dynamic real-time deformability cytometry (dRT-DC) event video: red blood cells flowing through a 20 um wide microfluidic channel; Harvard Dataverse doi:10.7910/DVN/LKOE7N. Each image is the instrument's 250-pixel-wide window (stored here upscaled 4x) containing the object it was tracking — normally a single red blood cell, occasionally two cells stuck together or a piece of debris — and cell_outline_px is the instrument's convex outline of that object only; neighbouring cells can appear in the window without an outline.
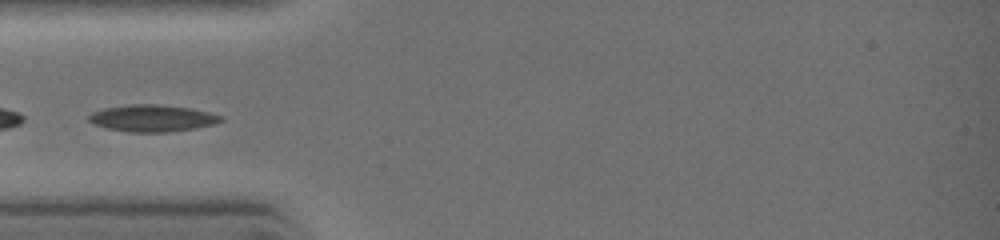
{"species": "common noctule bat (a hibernating species)", "species_latin": "Nyctalus noctula", "temperature_condition": "warm", "stored_images_in_passage": 8, "camera_frame_rate_fps": 3000, "um_per_image_px": 0.085, "animal": {"sex": "female", "body_mass_g": 19.0, "forearm_length_mm": 51.5}, "frame": {"image": 1, "passage_image": 4, "time_ms": 1.0, "image_size_px": [1000, 240], "cell_outline_px": [[224, 120], [216, 124], [168, 132], [128, 132], [104, 128], [88, 120], [88, 116], [92, 112], [104, 108], [128, 104], [160, 104], [188, 108], [208, 112], [220, 116]], "centroid_in_image_um": [12.91, 10.04], "position_along_channel_um": 72.1, "area_um2": 20.58}}